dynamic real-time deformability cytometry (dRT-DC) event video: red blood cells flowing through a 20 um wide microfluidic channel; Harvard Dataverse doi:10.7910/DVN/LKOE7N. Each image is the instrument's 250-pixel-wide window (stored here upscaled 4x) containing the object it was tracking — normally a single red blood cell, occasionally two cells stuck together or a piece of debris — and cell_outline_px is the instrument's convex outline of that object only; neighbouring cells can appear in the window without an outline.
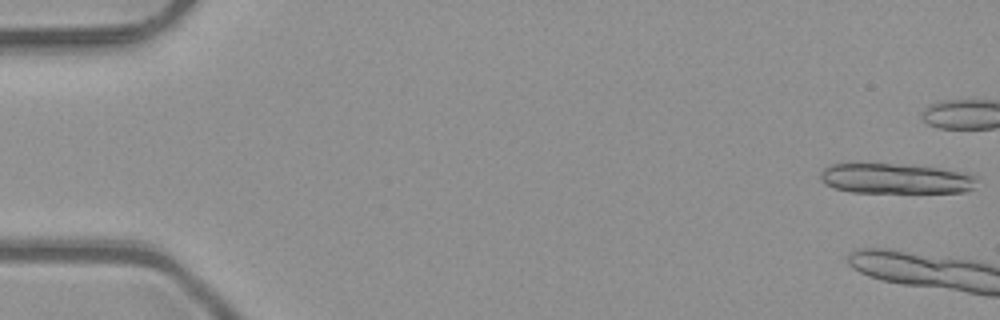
{"species": "common noctule bat (a hibernating species)", "species_latin": "Nyctalus noctula", "temperature_condition": "room temperature", "stored_images_in_passage": 5, "camera_frame_rate_fps": 3000, "um_per_image_px": 0.085, "animal": {"sex": "male", "body_mass_g": 23.1, "forearm_length_mm": 52.7}, "frame": {"image": 1, "passage_image": 1, "time_ms": 0.0, "image_size_px": [1000, 320], "cell_outline_px": [[976, 180], [972, 188], [968, 192], [852, 192], [832, 188], [824, 184], [820, 180], [820, 172], [824, 168], [832, 164], [912, 164], [968, 172], [976, 176]], "centroid_in_image_um": [76.14, 15.17], "position_along_channel_um": 8.9, "area_um2": 27.86}}